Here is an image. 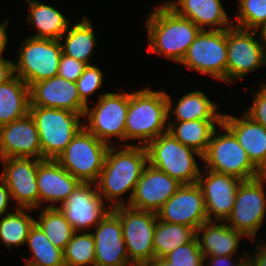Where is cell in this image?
<instances>
[{"instance_id":"cell-1","label":"cell","mask_w":266,"mask_h":266,"mask_svg":"<svg viewBox=\"0 0 266 266\" xmlns=\"http://www.w3.org/2000/svg\"><path fill=\"white\" fill-rule=\"evenodd\" d=\"M124 143H120L123 149L119 148V145L118 147L109 146L103 169L95 183L98 193L106 203L109 202L108 205L111 209L129 205L135 186L148 164L145 146ZM127 192L130 194L126 200L122 196Z\"/></svg>"},{"instance_id":"cell-2","label":"cell","mask_w":266,"mask_h":266,"mask_svg":"<svg viewBox=\"0 0 266 266\" xmlns=\"http://www.w3.org/2000/svg\"><path fill=\"white\" fill-rule=\"evenodd\" d=\"M148 15L145 25L149 41L147 50L181 63L201 29L190 19L177 15L164 2Z\"/></svg>"},{"instance_id":"cell-3","label":"cell","mask_w":266,"mask_h":266,"mask_svg":"<svg viewBox=\"0 0 266 266\" xmlns=\"http://www.w3.org/2000/svg\"><path fill=\"white\" fill-rule=\"evenodd\" d=\"M168 103L166 92L143 88L129 92V106L125 123V140H138L146 146L168 131Z\"/></svg>"},{"instance_id":"cell-4","label":"cell","mask_w":266,"mask_h":266,"mask_svg":"<svg viewBox=\"0 0 266 266\" xmlns=\"http://www.w3.org/2000/svg\"><path fill=\"white\" fill-rule=\"evenodd\" d=\"M148 164L167 173L180 184L197 183L201 170L195 155L203 160L202 154L185 146L168 131L162 133L146 146Z\"/></svg>"},{"instance_id":"cell-5","label":"cell","mask_w":266,"mask_h":266,"mask_svg":"<svg viewBox=\"0 0 266 266\" xmlns=\"http://www.w3.org/2000/svg\"><path fill=\"white\" fill-rule=\"evenodd\" d=\"M29 113L40 136L43 160H55L84 127L81 121L83 116L70 110L30 106Z\"/></svg>"},{"instance_id":"cell-6","label":"cell","mask_w":266,"mask_h":266,"mask_svg":"<svg viewBox=\"0 0 266 266\" xmlns=\"http://www.w3.org/2000/svg\"><path fill=\"white\" fill-rule=\"evenodd\" d=\"M108 148V144L82 127L55 160L80 182L96 183Z\"/></svg>"},{"instance_id":"cell-7","label":"cell","mask_w":266,"mask_h":266,"mask_svg":"<svg viewBox=\"0 0 266 266\" xmlns=\"http://www.w3.org/2000/svg\"><path fill=\"white\" fill-rule=\"evenodd\" d=\"M220 128L225 133L221 135L217 128L214 130L203 155V167L243 181L260 177L262 173L252 164L234 134L223 124Z\"/></svg>"},{"instance_id":"cell-8","label":"cell","mask_w":266,"mask_h":266,"mask_svg":"<svg viewBox=\"0 0 266 266\" xmlns=\"http://www.w3.org/2000/svg\"><path fill=\"white\" fill-rule=\"evenodd\" d=\"M21 45L14 70L29 87L58 75L62 55L60 40L29 36Z\"/></svg>"},{"instance_id":"cell-9","label":"cell","mask_w":266,"mask_h":266,"mask_svg":"<svg viewBox=\"0 0 266 266\" xmlns=\"http://www.w3.org/2000/svg\"><path fill=\"white\" fill-rule=\"evenodd\" d=\"M258 33V38L255 37ZM266 65V41L259 31L232 26L227 29L226 83L242 80Z\"/></svg>"},{"instance_id":"cell-10","label":"cell","mask_w":266,"mask_h":266,"mask_svg":"<svg viewBox=\"0 0 266 266\" xmlns=\"http://www.w3.org/2000/svg\"><path fill=\"white\" fill-rule=\"evenodd\" d=\"M112 211L120 218L129 260L135 266H145L154 258L153 237L157 213L128 205L113 208Z\"/></svg>"},{"instance_id":"cell-11","label":"cell","mask_w":266,"mask_h":266,"mask_svg":"<svg viewBox=\"0 0 266 266\" xmlns=\"http://www.w3.org/2000/svg\"><path fill=\"white\" fill-rule=\"evenodd\" d=\"M265 182L266 174L242 181L235 195L232 212L225 221L252 241L266 219Z\"/></svg>"},{"instance_id":"cell-12","label":"cell","mask_w":266,"mask_h":266,"mask_svg":"<svg viewBox=\"0 0 266 266\" xmlns=\"http://www.w3.org/2000/svg\"><path fill=\"white\" fill-rule=\"evenodd\" d=\"M98 98L95 106L86 107L84 117L88 120V124H84V127L109 146L114 136L125 141L129 92H105Z\"/></svg>"},{"instance_id":"cell-13","label":"cell","mask_w":266,"mask_h":266,"mask_svg":"<svg viewBox=\"0 0 266 266\" xmlns=\"http://www.w3.org/2000/svg\"><path fill=\"white\" fill-rule=\"evenodd\" d=\"M180 64L226 83L227 29L201 30Z\"/></svg>"},{"instance_id":"cell-14","label":"cell","mask_w":266,"mask_h":266,"mask_svg":"<svg viewBox=\"0 0 266 266\" xmlns=\"http://www.w3.org/2000/svg\"><path fill=\"white\" fill-rule=\"evenodd\" d=\"M44 207H57L75 232L91 229L112 210L107 208L95 183L82 182L59 207L48 203Z\"/></svg>"},{"instance_id":"cell-15","label":"cell","mask_w":266,"mask_h":266,"mask_svg":"<svg viewBox=\"0 0 266 266\" xmlns=\"http://www.w3.org/2000/svg\"><path fill=\"white\" fill-rule=\"evenodd\" d=\"M41 161L25 157L1 159L3 173L0 177L5 181L17 208L39 209L37 171Z\"/></svg>"},{"instance_id":"cell-16","label":"cell","mask_w":266,"mask_h":266,"mask_svg":"<svg viewBox=\"0 0 266 266\" xmlns=\"http://www.w3.org/2000/svg\"><path fill=\"white\" fill-rule=\"evenodd\" d=\"M242 181L237 177L210 169L201 171L197 184L202 190L208 221L227 220L234 207L235 195Z\"/></svg>"},{"instance_id":"cell-17","label":"cell","mask_w":266,"mask_h":266,"mask_svg":"<svg viewBox=\"0 0 266 266\" xmlns=\"http://www.w3.org/2000/svg\"><path fill=\"white\" fill-rule=\"evenodd\" d=\"M159 220L192 227L208 221L202 190L197 183L182 184L157 212Z\"/></svg>"},{"instance_id":"cell-18","label":"cell","mask_w":266,"mask_h":266,"mask_svg":"<svg viewBox=\"0 0 266 266\" xmlns=\"http://www.w3.org/2000/svg\"><path fill=\"white\" fill-rule=\"evenodd\" d=\"M20 157L43 160L40 136L30 113L0 126V159Z\"/></svg>"},{"instance_id":"cell-19","label":"cell","mask_w":266,"mask_h":266,"mask_svg":"<svg viewBox=\"0 0 266 266\" xmlns=\"http://www.w3.org/2000/svg\"><path fill=\"white\" fill-rule=\"evenodd\" d=\"M181 185L167 173L147 164L128 206L157 213Z\"/></svg>"},{"instance_id":"cell-20","label":"cell","mask_w":266,"mask_h":266,"mask_svg":"<svg viewBox=\"0 0 266 266\" xmlns=\"http://www.w3.org/2000/svg\"><path fill=\"white\" fill-rule=\"evenodd\" d=\"M95 266H135L128 257L120 218L111 210L92 232Z\"/></svg>"},{"instance_id":"cell-21","label":"cell","mask_w":266,"mask_h":266,"mask_svg":"<svg viewBox=\"0 0 266 266\" xmlns=\"http://www.w3.org/2000/svg\"><path fill=\"white\" fill-rule=\"evenodd\" d=\"M30 106L70 110L80 113L83 119L87 107L79 96L76 82L58 75L30 86Z\"/></svg>"},{"instance_id":"cell-22","label":"cell","mask_w":266,"mask_h":266,"mask_svg":"<svg viewBox=\"0 0 266 266\" xmlns=\"http://www.w3.org/2000/svg\"><path fill=\"white\" fill-rule=\"evenodd\" d=\"M242 114L238 118L224 113L222 124L234 134L252 164L266 174V128Z\"/></svg>"},{"instance_id":"cell-23","label":"cell","mask_w":266,"mask_h":266,"mask_svg":"<svg viewBox=\"0 0 266 266\" xmlns=\"http://www.w3.org/2000/svg\"><path fill=\"white\" fill-rule=\"evenodd\" d=\"M80 183L76 177H73L56 160H42L38 164L37 171L40 209L43 202L58 203L60 206Z\"/></svg>"},{"instance_id":"cell-24","label":"cell","mask_w":266,"mask_h":266,"mask_svg":"<svg viewBox=\"0 0 266 266\" xmlns=\"http://www.w3.org/2000/svg\"><path fill=\"white\" fill-rule=\"evenodd\" d=\"M177 15L190 19L201 30H223L232 27L221 0L164 1Z\"/></svg>"},{"instance_id":"cell-25","label":"cell","mask_w":266,"mask_h":266,"mask_svg":"<svg viewBox=\"0 0 266 266\" xmlns=\"http://www.w3.org/2000/svg\"><path fill=\"white\" fill-rule=\"evenodd\" d=\"M241 237L244 235L225 221H206L196 230V238L204 257L237 254Z\"/></svg>"},{"instance_id":"cell-26","label":"cell","mask_w":266,"mask_h":266,"mask_svg":"<svg viewBox=\"0 0 266 266\" xmlns=\"http://www.w3.org/2000/svg\"><path fill=\"white\" fill-rule=\"evenodd\" d=\"M166 98L168 115L172 113L174 121L222 120L223 113L217 112V105L201 90H193L186 93L179 98L175 106L167 93Z\"/></svg>"},{"instance_id":"cell-27","label":"cell","mask_w":266,"mask_h":266,"mask_svg":"<svg viewBox=\"0 0 266 266\" xmlns=\"http://www.w3.org/2000/svg\"><path fill=\"white\" fill-rule=\"evenodd\" d=\"M29 5L27 22L36 29L31 37L60 40L69 28L70 20L58 9L38 0H26Z\"/></svg>"},{"instance_id":"cell-28","label":"cell","mask_w":266,"mask_h":266,"mask_svg":"<svg viewBox=\"0 0 266 266\" xmlns=\"http://www.w3.org/2000/svg\"><path fill=\"white\" fill-rule=\"evenodd\" d=\"M30 108V87L18 76L0 85V126L26 116Z\"/></svg>"},{"instance_id":"cell-29","label":"cell","mask_w":266,"mask_h":266,"mask_svg":"<svg viewBox=\"0 0 266 266\" xmlns=\"http://www.w3.org/2000/svg\"><path fill=\"white\" fill-rule=\"evenodd\" d=\"M221 124L222 120L168 121V132L203 156L214 130Z\"/></svg>"},{"instance_id":"cell-30","label":"cell","mask_w":266,"mask_h":266,"mask_svg":"<svg viewBox=\"0 0 266 266\" xmlns=\"http://www.w3.org/2000/svg\"><path fill=\"white\" fill-rule=\"evenodd\" d=\"M92 22L86 15L80 22L69 26L65 34L60 38L62 53L91 65L90 58L96 46V37ZM63 38V39H62Z\"/></svg>"},{"instance_id":"cell-31","label":"cell","mask_w":266,"mask_h":266,"mask_svg":"<svg viewBox=\"0 0 266 266\" xmlns=\"http://www.w3.org/2000/svg\"><path fill=\"white\" fill-rule=\"evenodd\" d=\"M195 237L196 231L192 227L157 219L153 237L154 258L165 257Z\"/></svg>"},{"instance_id":"cell-32","label":"cell","mask_w":266,"mask_h":266,"mask_svg":"<svg viewBox=\"0 0 266 266\" xmlns=\"http://www.w3.org/2000/svg\"><path fill=\"white\" fill-rule=\"evenodd\" d=\"M25 244L32 253L30 260L22 257L25 266H65L63 250L52 244L36 224L30 229Z\"/></svg>"},{"instance_id":"cell-33","label":"cell","mask_w":266,"mask_h":266,"mask_svg":"<svg viewBox=\"0 0 266 266\" xmlns=\"http://www.w3.org/2000/svg\"><path fill=\"white\" fill-rule=\"evenodd\" d=\"M25 210L31 212L33 209L15 207L14 212H9L0 218V241L8 250L12 245L18 247L25 244L29 231L35 224V218Z\"/></svg>"},{"instance_id":"cell-34","label":"cell","mask_w":266,"mask_h":266,"mask_svg":"<svg viewBox=\"0 0 266 266\" xmlns=\"http://www.w3.org/2000/svg\"><path fill=\"white\" fill-rule=\"evenodd\" d=\"M35 224L46 234L52 244L63 251L75 233L57 207L42 208Z\"/></svg>"},{"instance_id":"cell-35","label":"cell","mask_w":266,"mask_h":266,"mask_svg":"<svg viewBox=\"0 0 266 266\" xmlns=\"http://www.w3.org/2000/svg\"><path fill=\"white\" fill-rule=\"evenodd\" d=\"M63 254L65 266H95V243L91 231L75 232Z\"/></svg>"},{"instance_id":"cell-36","label":"cell","mask_w":266,"mask_h":266,"mask_svg":"<svg viewBox=\"0 0 266 266\" xmlns=\"http://www.w3.org/2000/svg\"><path fill=\"white\" fill-rule=\"evenodd\" d=\"M233 26L260 31L266 24V0H239Z\"/></svg>"},{"instance_id":"cell-37","label":"cell","mask_w":266,"mask_h":266,"mask_svg":"<svg viewBox=\"0 0 266 266\" xmlns=\"http://www.w3.org/2000/svg\"><path fill=\"white\" fill-rule=\"evenodd\" d=\"M164 258L173 266H204V256L196 237L191 242L174 249Z\"/></svg>"},{"instance_id":"cell-38","label":"cell","mask_w":266,"mask_h":266,"mask_svg":"<svg viewBox=\"0 0 266 266\" xmlns=\"http://www.w3.org/2000/svg\"><path fill=\"white\" fill-rule=\"evenodd\" d=\"M103 72L95 65H87L82 75L77 79V89L81 100L88 106V97L93 95L103 85Z\"/></svg>"},{"instance_id":"cell-39","label":"cell","mask_w":266,"mask_h":266,"mask_svg":"<svg viewBox=\"0 0 266 266\" xmlns=\"http://www.w3.org/2000/svg\"><path fill=\"white\" fill-rule=\"evenodd\" d=\"M254 100L244 113L253 121L266 128V83L260 85L258 91L254 92Z\"/></svg>"},{"instance_id":"cell-40","label":"cell","mask_w":266,"mask_h":266,"mask_svg":"<svg viewBox=\"0 0 266 266\" xmlns=\"http://www.w3.org/2000/svg\"><path fill=\"white\" fill-rule=\"evenodd\" d=\"M86 66L87 64L84 62L62 53L59 62L58 76L65 78L66 80L76 82L84 72Z\"/></svg>"},{"instance_id":"cell-41","label":"cell","mask_w":266,"mask_h":266,"mask_svg":"<svg viewBox=\"0 0 266 266\" xmlns=\"http://www.w3.org/2000/svg\"><path fill=\"white\" fill-rule=\"evenodd\" d=\"M247 251L242 253V258L234 261L235 255L229 256H206L204 257V266H238L239 263L247 256ZM208 259V260H207ZM208 261V262H207ZM237 263V264H236Z\"/></svg>"},{"instance_id":"cell-42","label":"cell","mask_w":266,"mask_h":266,"mask_svg":"<svg viewBox=\"0 0 266 266\" xmlns=\"http://www.w3.org/2000/svg\"><path fill=\"white\" fill-rule=\"evenodd\" d=\"M15 76L14 62L7 59H0V85L5 84Z\"/></svg>"},{"instance_id":"cell-43","label":"cell","mask_w":266,"mask_h":266,"mask_svg":"<svg viewBox=\"0 0 266 266\" xmlns=\"http://www.w3.org/2000/svg\"><path fill=\"white\" fill-rule=\"evenodd\" d=\"M0 218L8 214L9 203L12 198L5 181L0 177Z\"/></svg>"},{"instance_id":"cell-44","label":"cell","mask_w":266,"mask_h":266,"mask_svg":"<svg viewBox=\"0 0 266 266\" xmlns=\"http://www.w3.org/2000/svg\"><path fill=\"white\" fill-rule=\"evenodd\" d=\"M254 254L247 256L251 259L255 266H266V246L256 244Z\"/></svg>"},{"instance_id":"cell-45","label":"cell","mask_w":266,"mask_h":266,"mask_svg":"<svg viewBox=\"0 0 266 266\" xmlns=\"http://www.w3.org/2000/svg\"><path fill=\"white\" fill-rule=\"evenodd\" d=\"M9 19H7L6 21H4L3 23H0V59H5L3 57V52L5 51V48L8 44V34L6 32L7 26L9 21Z\"/></svg>"},{"instance_id":"cell-46","label":"cell","mask_w":266,"mask_h":266,"mask_svg":"<svg viewBox=\"0 0 266 266\" xmlns=\"http://www.w3.org/2000/svg\"><path fill=\"white\" fill-rule=\"evenodd\" d=\"M145 266H173L171 262L166 260L164 257L153 258Z\"/></svg>"},{"instance_id":"cell-47","label":"cell","mask_w":266,"mask_h":266,"mask_svg":"<svg viewBox=\"0 0 266 266\" xmlns=\"http://www.w3.org/2000/svg\"><path fill=\"white\" fill-rule=\"evenodd\" d=\"M238 266H255L251 259L247 256L245 257Z\"/></svg>"},{"instance_id":"cell-48","label":"cell","mask_w":266,"mask_h":266,"mask_svg":"<svg viewBox=\"0 0 266 266\" xmlns=\"http://www.w3.org/2000/svg\"><path fill=\"white\" fill-rule=\"evenodd\" d=\"M260 35L264 38V40L266 41V24L264 25V27L259 31Z\"/></svg>"},{"instance_id":"cell-49","label":"cell","mask_w":266,"mask_h":266,"mask_svg":"<svg viewBox=\"0 0 266 266\" xmlns=\"http://www.w3.org/2000/svg\"><path fill=\"white\" fill-rule=\"evenodd\" d=\"M259 242H256L257 244H260V245H264V246H266V242L265 241H262V239L260 240H258ZM261 241H262V243H261Z\"/></svg>"}]
</instances>
